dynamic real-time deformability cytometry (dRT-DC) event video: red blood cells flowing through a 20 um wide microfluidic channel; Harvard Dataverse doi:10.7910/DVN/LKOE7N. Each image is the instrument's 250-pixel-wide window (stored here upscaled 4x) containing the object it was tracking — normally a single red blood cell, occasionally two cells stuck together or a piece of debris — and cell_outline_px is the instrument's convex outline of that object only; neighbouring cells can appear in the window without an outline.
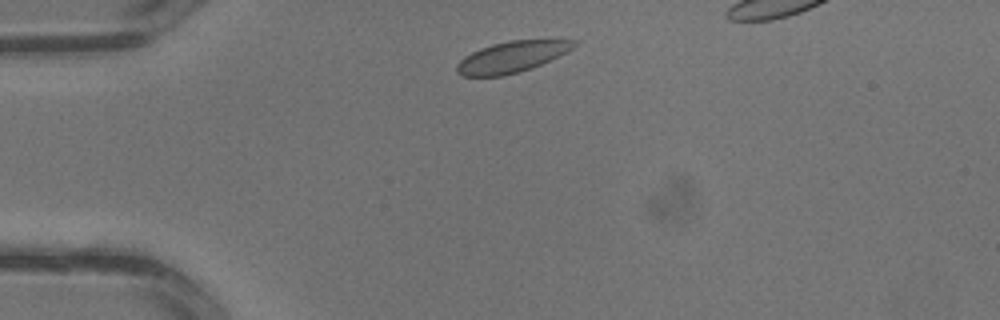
{"species": "common noctule bat (a hibernating species)", "species_latin": "Nyctalus noctula", "temperature_condition": "warm", "stored_images_in_passage": 2, "segment_of_instrument_passage": [1, 2], "camera_frame_rate_fps": 3000, "um_per_image_px": 0.085, "animal": {"sex": "male", "body_mass_g": 13.3}, "frame": {"image": 1, "passage_image": 1, "time_ms": 0.0, "image_size_px": [1000, 320], "cell_outline_px": [[580, 40], [572, 48], [532, 68], [504, 76], [460, 76], [456, 72], [456, 64], [464, 56], [480, 48], [492, 44], [508, 40]], "centroid_in_image_um": [43.42, 4.84], "position_along_channel_um": 41.6, "area_um2": 21.04}}